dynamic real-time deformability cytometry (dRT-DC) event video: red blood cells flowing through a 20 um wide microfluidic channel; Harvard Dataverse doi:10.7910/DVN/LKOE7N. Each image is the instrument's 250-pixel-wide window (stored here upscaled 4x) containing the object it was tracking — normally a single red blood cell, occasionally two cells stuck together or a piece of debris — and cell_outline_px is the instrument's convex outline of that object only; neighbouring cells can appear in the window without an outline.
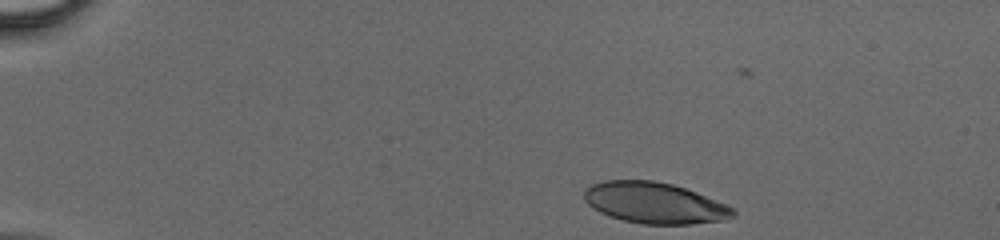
{"species": "human", "species_latin": "Homo sapiens", "temperature_condition": "cold", "stored_images_in_passage": 39, "camera_frame_rate_fps": 3000, "um_per_image_px": 0.085, "donor": {"sex": "male"}, "frame": {"image": 1, "passage_image": 1, "time_ms": 0.0, "image_size_px": [1000, 240], "cell_outline_px": [[736, 216], [724, 220], [692, 224], [640, 224], [608, 216], [592, 208], [584, 200], [584, 192], [592, 184], [604, 180], [652, 180], [672, 184], [696, 192], [728, 204], [736, 208]], "centroid_in_image_um": [55.67, 17.25], "position_along_channel_um": 29.3, "area_um2": 35.89}}
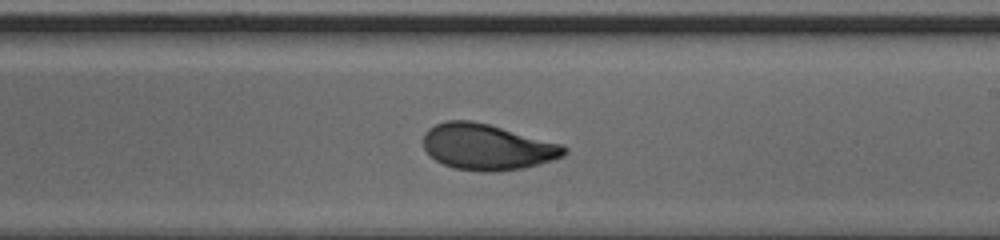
{"frame": {"image": 2, "passage_image": 22, "time_ms": 7.0, "image_size_px": [1000, 240], "cell_outline_px": [[568, 152], [564, 156], [552, 160], [524, 168], [496, 172], [480, 172], [456, 168], [444, 164], [436, 160], [424, 148], [424, 132], [428, 128], [436, 124], [448, 120], [472, 120], [488, 124], [560, 144], [568, 148]], "centroid_in_image_um": [41.41, 12.5], "position_along_channel_um": 247.6, "area_um2": 37.51}}
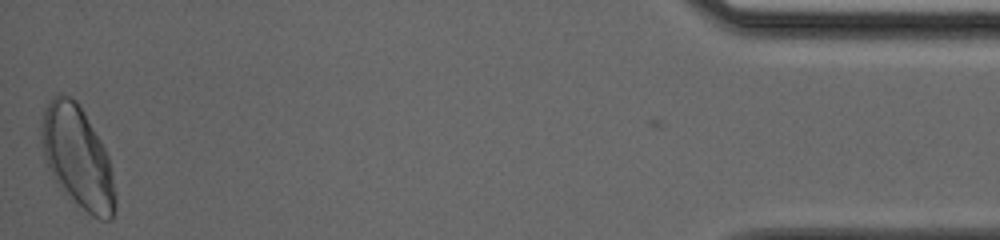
{"frame": {"image": 3, "passage_image": 39, "time_ms": 12.667, "image_size_px": [1000, 240], "cell_outline_px": [[116, 208], [112, 220], [100, 220], [92, 216], [64, 196], [52, 176], [48, 168], [44, 156], [40, 140], [40, 132], [44, 108], [52, 96], [56, 92], [60, 92], [76, 100], [84, 112], [100, 140], [108, 156], [112, 172], [116, 196]], "centroid_in_image_um": [6.58, 13.39], "position_along_channel_um": 428.6, "area_um2": 44.45}}